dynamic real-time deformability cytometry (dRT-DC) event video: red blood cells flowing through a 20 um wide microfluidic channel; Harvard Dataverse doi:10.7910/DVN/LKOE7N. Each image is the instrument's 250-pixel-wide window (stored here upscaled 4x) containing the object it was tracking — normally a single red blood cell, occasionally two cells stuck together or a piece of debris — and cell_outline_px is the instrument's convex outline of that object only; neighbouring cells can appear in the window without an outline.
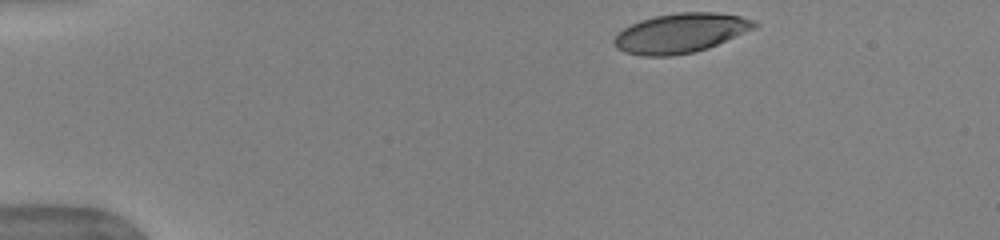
{"species": "human", "species_latin": "Homo sapiens", "temperature_condition": "warm", "stored_images_in_passage": 44, "camera_frame_rate_fps": 3000, "um_per_image_px": 0.085, "donor": {"sex": "female"}, "frame": {"image": 1, "passage_image": 1, "time_ms": 0.0, "image_size_px": [1000, 240], "cell_outline_px": [[760, 24], [756, 28], [708, 48], [692, 52], [672, 56], [640, 56], [624, 52], [616, 48], [612, 44], [612, 40], [624, 28], [640, 20], [656, 16], [676, 12], [716, 12], [740, 16], [756, 20]], "centroid_in_image_um": [57.86, 2.81], "position_along_channel_um": 27.1, "area_um2": 32.48}}
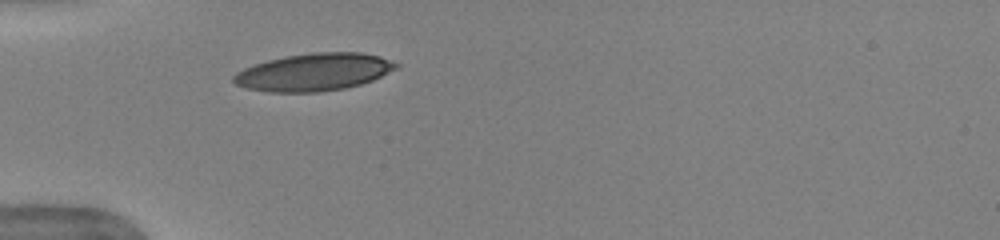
{"frame": {"image": 2, "passage_image": 9, "time_ms": 2.667, "image_size_px": [1000, 240], "cell_outline_px": [[400, 64], [396, 68], [372, 80], [360, 84], [344, 88], [316, 92], [268, 92], [248, 88], [236, 84], [232, 80], [232, 76], [236, 72], [252, 64], [284, 56], [312, 52], [360, 52], [380, 56]], "centroid_in_image_um": [26.65, 6.12], "position_along_channel_um": 58.4, "area_um2": 35.43}}
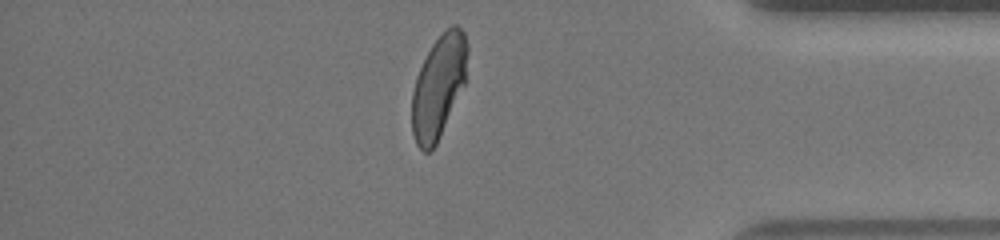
{"frame": {"image": 3, "passage_image": 37, "time_ms": 12.0, "image_size_px": [1000, 240], "cell_outline_px": [[468, 52], [464, 84], [436, 144], [428, 152], [424, 152], [416, 144], [412, 132], [412, 92], [416, 76], [432, 44], [452, 24], [456, 24], [464, 32], [468, 44]], "centroid_in_image_um": [37.27, 7.34], "position_along_channel_um": 397.9, "area_um2": 32.83}, "authors_computed_cell_mechanics": {"area_um2": 34.2465, "velocity_mm_per_s": 3.9591, "shape_relaxation_time_tau1_ms": 4.1686, "shape_relaxation_time_tau2_ms": null, "deformation_change_tau1": 0.1747, "deformation_change_tau2": null}}